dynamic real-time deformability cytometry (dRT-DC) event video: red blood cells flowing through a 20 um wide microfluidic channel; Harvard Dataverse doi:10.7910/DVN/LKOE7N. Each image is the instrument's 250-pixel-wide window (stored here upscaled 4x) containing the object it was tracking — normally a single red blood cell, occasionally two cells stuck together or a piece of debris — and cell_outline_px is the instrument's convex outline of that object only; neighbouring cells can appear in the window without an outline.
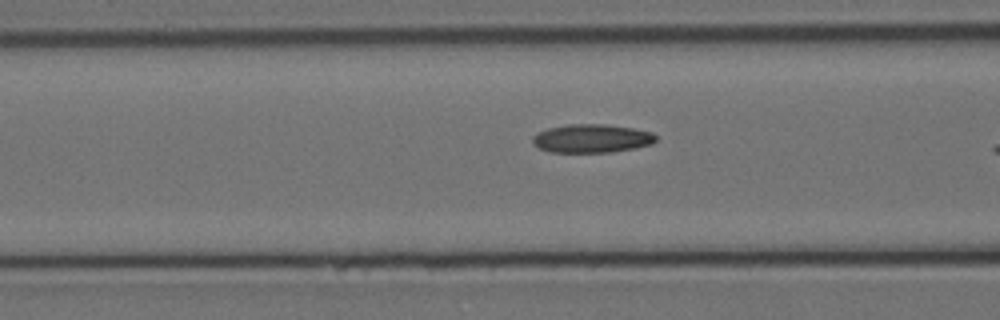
{"species": "Egyptian fruit bat (a non-hibernating species)", "species_latin": "Rousettus aegyptiacus", "temperature_condition": "cold", "stored_images_in_passage": 42, "camera_frame_rate_fps": 3000, "um_per_image_px": 0.085, "animal": {"sex": "female"}, "frame": {"image": 1, "passage_image": 10, "time_ms": 3.0, "image_size_px": [1000, 320], "cell_outline_px": [[656, 140], [652, 144], [612, 152], [548, 152], [532, 144], [532, 136], [536, 132], [548, 128], [568, 124], [608, 124], [632, 128], [652, 132], [656, 136]], "centroid_in_image_um": [50.25, 11.76], "position_along_channel_um": 116.3, "area_um2": 20.58}}
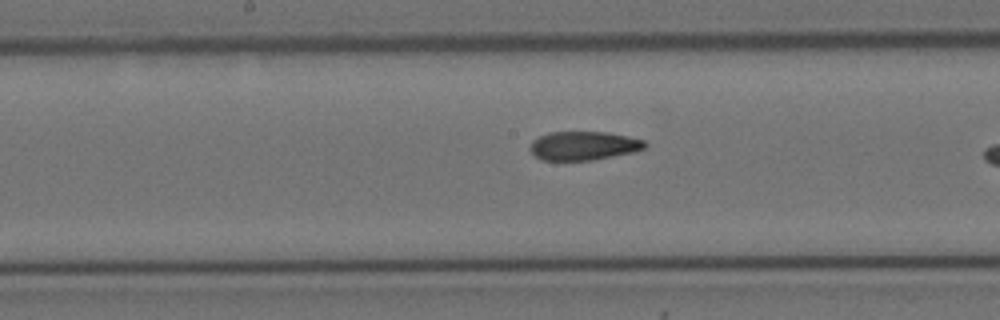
{"frame": {"image": 2, "passage_image": 17, "time_ms": 5.333, "image_size_px": [1000, 320], "cell_outline_px": [[648, 144], [644, 148], [632, 152], [592, 160], [540, 160], [528, 148], [532, 140], [548, 132], [608, 132], [628, 136], [644, 140]], "centroid_in_image_um": [49.58, 12.38], "position_along_channel_um": 198.6, "area_um2": 19.25}}
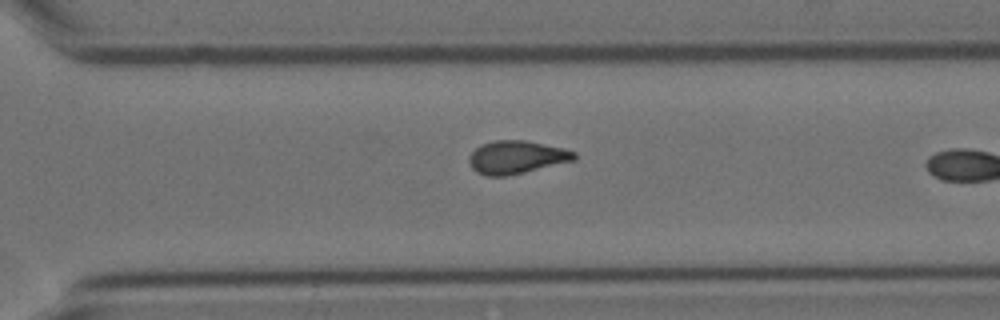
{"frame": {"image": 3, "passage_image": 28, "time_ms": 9.0, "image_size_px": [1000, 320], "cell_outline_px": [[576, 160], [508, 176], [488, 176], [476, 172], [468, 164], [468, 156], [480, 144], [496, 140], [524, 140], [564, 148], [576, 152]], "centroid_in_image_um": [43.89, 13.37], "position_along_channel_um": 326.7, "area_um2": 20.4}, "authors_computed_cell_mechanics": {"area_um2": 19.363, "velocity_mm_per_s": 3.5158, "shape_relaxation_time_tau1_ms": 10.8822, "shape_relaxation_time_tau2_ms": 4.7505, "deformation_change_tau1": 0.2172, "deformation_change_tau2": 0.1263}}